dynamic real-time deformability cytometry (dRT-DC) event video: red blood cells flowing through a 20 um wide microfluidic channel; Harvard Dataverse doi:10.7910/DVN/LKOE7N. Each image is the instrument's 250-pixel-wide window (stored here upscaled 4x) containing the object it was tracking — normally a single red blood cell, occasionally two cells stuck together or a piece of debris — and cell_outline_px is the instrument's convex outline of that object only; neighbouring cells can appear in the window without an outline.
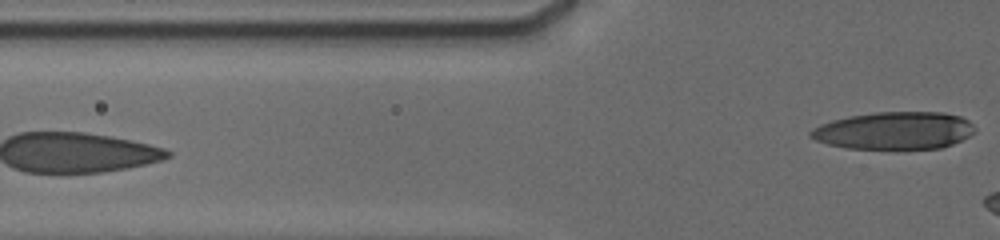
{"species": "human", "species_latin": "Homo sapiens", "temperature_condition": "cold", "stored_images_in_passage": 15, "segment_of_instrument_passage": [2, 2], "camera_frame_rate_fps": 3000, "um_per_image_px": 0.085, "donor": {"sex": "male"}, "frame": {"image": 1, "passage_image": 15, "time_ms": 5.333, "image_size_px": [1000, 240], "cell_outline_px": [[976, 128], [968, 136], [952, 144], [940, 148], [896, 152], [848, 148], [828, 144], [816, 140], [808, 136], [808, 132], [812, 128], [820, 124], [832, 120], [848, 116], [876, 112], [940, 112], [960, 116], [968, 120]], "centroid_in_image_um": [75.98, 11.14], "position_along_channel_um": 49.8, "area_um2": 36.99}}